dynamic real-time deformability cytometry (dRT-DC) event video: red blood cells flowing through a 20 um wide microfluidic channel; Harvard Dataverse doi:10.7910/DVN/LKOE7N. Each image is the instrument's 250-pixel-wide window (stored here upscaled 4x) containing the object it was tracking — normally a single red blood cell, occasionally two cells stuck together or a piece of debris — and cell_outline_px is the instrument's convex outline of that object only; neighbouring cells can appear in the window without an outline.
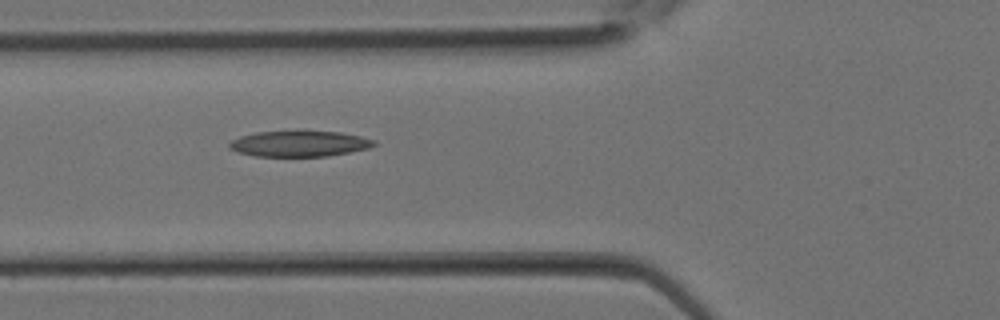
{"species": "Egyptian fruit bat (a non-hibernating species)", "species_latin": "Rousettus aegyptiacus", "temperature_condition": "room temperature", "stored_images_in_passage": 12, "camera_frame_rate_fps": 3000, "um_per_image_px": 0.085, "animal": {"sex": "female"}, "frame": {"image": 1, "passage_image": 3, "time_ms": 0.667, "image_size_px": [1000, 320], "cell_outline_px": [[376, 144], [368, 148], [328, 156], [252, 156], [228, 148], [228, 144], [232, 140], [240, 136], [256, 132], [340, 132], [360, 136], [376, 140]], "centroid_in_image_um": [25.43, 12.22], "position_along_channel_um": 100.4, "area_um2": 21.39}}
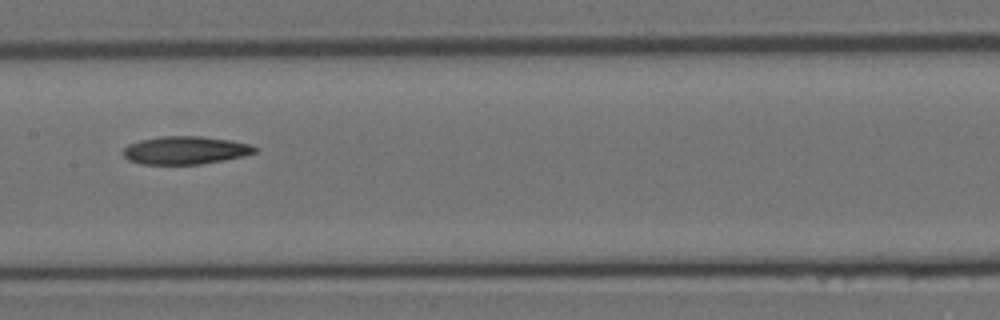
{"frame": {"image": 2, "passage_image": 7, "time_ms": 2.0, "image_size_px": [1000, 320], "cell_outline_px": [[260, 148], [256, 152], [244, 156], [224, 160], [200, 164], [140, 164], [128, 160], [124, 156], [124, 148], [128, 144], [140, 140], [160, 136], [200, 136], [228, 140], [248, 144]], "centroid_in_image_um": [15.75, 12.77], "position_along_channel_um": 191.7, "area_um2": 21.44}}
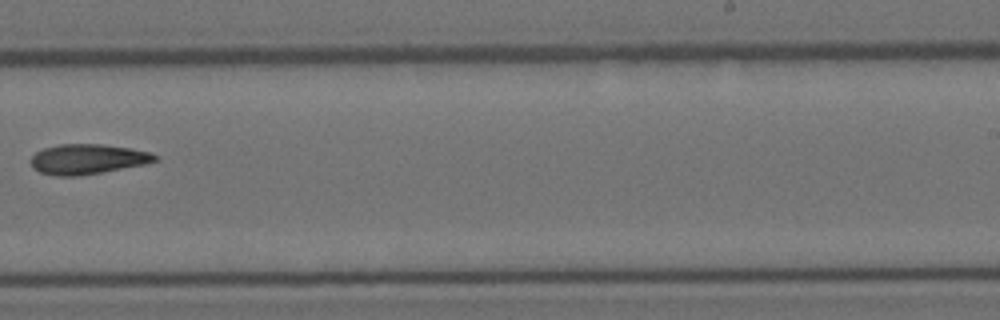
{"frame": {"image": 3, "passage_image": 11, "time_ms": 3.333, "image_size_px": [1000, 320], "cell_outline_px": [[160, 160], [144, 164], [80, 176], [56, 176], [40, 172], [32, 168], [32, 156], [36, 152], [44, 148], [60, 144], [100, 144], [132, 148], [152, 152], [160, 156]], "centroid_in_image_um": [7.49, 13.52], "position_along_channel_um": 281.5, "area_um2": 21.85}}